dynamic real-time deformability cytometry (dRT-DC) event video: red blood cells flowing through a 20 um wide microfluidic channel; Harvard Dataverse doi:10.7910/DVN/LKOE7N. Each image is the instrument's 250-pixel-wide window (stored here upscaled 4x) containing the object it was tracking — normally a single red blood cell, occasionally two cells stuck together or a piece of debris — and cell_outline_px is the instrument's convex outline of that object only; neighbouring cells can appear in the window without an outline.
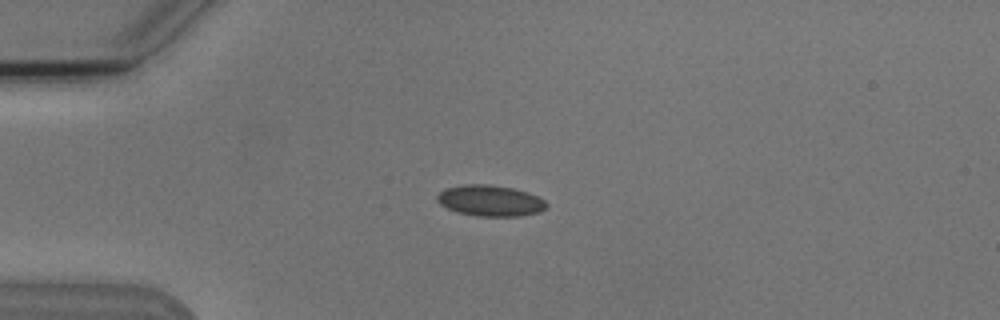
{"species": "Egyptian fruit bat (a non-hibernating species)", "species_latin": "Rousettus aegyptiacus", "temperature_condition": "cold", "stored_images_in_passage": 2, "camera_frame_rate_fps": 3000, "um_per_image_px": 0.085, "animal": {"sex": "male"}, "frame": {"image": 1, "passage_image": 2, "time_ms": 2.0, "image_size_px": [1000, 320], "cell_outline_px": [[548, 204], [540, 212], [520, 216], [476, 216], [456, 212], [440, 204], [436, 200], [436, 196], [444, 188], [464, 184], [488, 184], [512, 188], [528, 192], [544, 200]], "centroid_in_image_um": [41.64, 17.05], "position_along_channel_um": 43.4, "area_um2": 19.83}}